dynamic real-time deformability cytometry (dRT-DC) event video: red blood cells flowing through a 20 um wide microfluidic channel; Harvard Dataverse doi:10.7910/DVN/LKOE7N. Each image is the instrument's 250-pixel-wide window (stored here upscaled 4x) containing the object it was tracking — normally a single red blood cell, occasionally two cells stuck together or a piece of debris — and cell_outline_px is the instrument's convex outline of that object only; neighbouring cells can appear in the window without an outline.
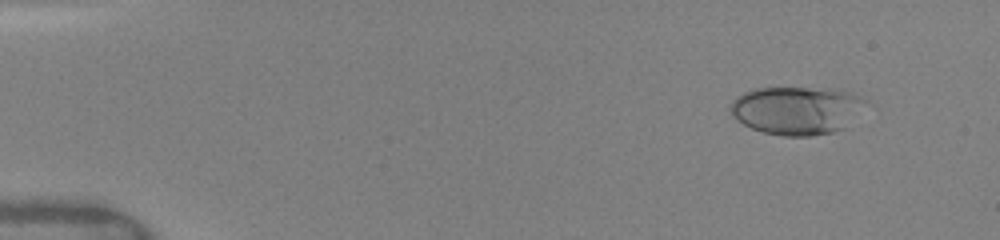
{"species": "human", "species_latin": "Homo sapiens", "temperature_condition": "warm", "stored_images_in_passage": 30, "camera_frame_rate_fps": 3000, "um_per_image_px": 0.085, "donor": {"sex": "female"}, "frame": {"image": 1, "passage_image": 2, "time_ms": 1.0, "image_size_px": [1000, 240], "cell_outline_px": [[868, 100], [844, 128], [832, 132], [808, 136], [784, 136], [764, 132], [752, 128], [736, 120], [728, 108], [732, 100], [736, 96], [744, 92], [756, 88], [836, 88], [852, 92]], "centroid_in_image_um": [67.69, 9.36], "position_along_channel_um": 17.3, "area_um2": 37.97}}
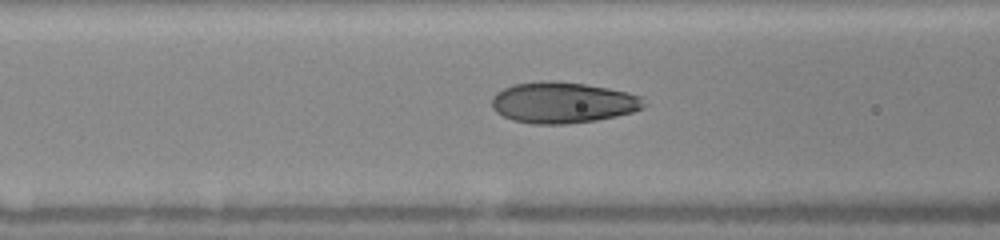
{"frame": {"image": 2, "passage_image": 14, "time_ms": 6.333, "image_size_px": [1000, 240], "cell_outline_px": [[648, 104], [644, 108], [632, 112], [616, 116], [596, 120], [564, 124], [532, 124], [512, 120], [496, 112], [492, 108], [492, 96], [496, 92], [512, 84], [540, 80], [552, 80], [584, 84], [608, 88], [628, 92], [640, 96]], "centroid_in_image_um": [47.83, 8.71], "position_along_channel_um": 118.8, "area_um2": 36.7}}
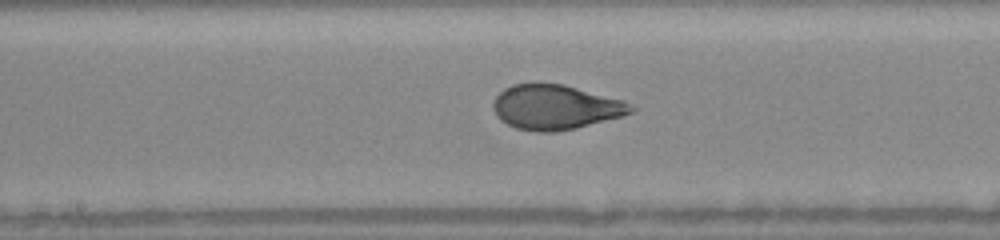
{"frame": {"image": 3, "passage_image": 20, "time_ms": 8.333, "image_size_px": [1000, 240], "cell_outline_px": [[640, 108], [624, 116], [576, 128], [556, 132], [540, 132], [516, 128], [500, 120], [496, 116], [492, 108], [492, 104], [496, 96], [504, 88], [512, 84], [532, 80], [536, 80], [564, 84], [624, 100]], "centroid_in_image_um": [47.22, 9.07], "position_along_channel_um": 201.0, "area_um2": 36.99}}